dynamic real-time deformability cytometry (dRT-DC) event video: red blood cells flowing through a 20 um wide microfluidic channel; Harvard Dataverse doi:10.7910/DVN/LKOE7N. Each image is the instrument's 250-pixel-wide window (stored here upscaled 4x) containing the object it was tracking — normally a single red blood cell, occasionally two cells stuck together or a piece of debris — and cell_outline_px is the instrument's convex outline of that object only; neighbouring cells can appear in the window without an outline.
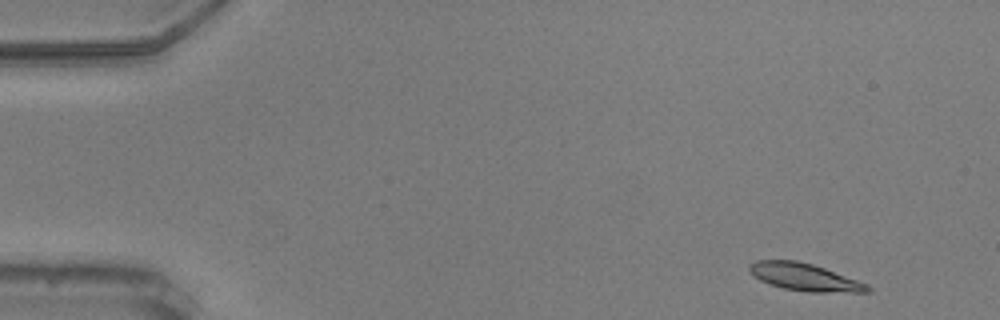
{"species": "common noctule bat (a hibernating species)", "species_latin": "Nyctalus noctula", "temperature_condition": "warm", "stored_images_in_passage": 55, "camera_frame_rate_fps": 3000, "um_per_image_px": 0.085, "animal": {"sex": "male", "body_mass_g": 20.5, "forearm_length_mm": 52.5}, "frame": {"image": 1, "passage_image": 3, "time_ms": 0.667, "image_size_px": [1000, 320], "cell_outline_px": [[872, 292], [808, 292], [784, 288], [760, 280], [748, 268], [756, 260], [796, 260], [812, 264], [824, 268], [868, 284], [872, 288]], "centroid_in_image_um": [68.45, 23.56], "position_along_channel_um": 16.5, "area_um2": 18.55}}
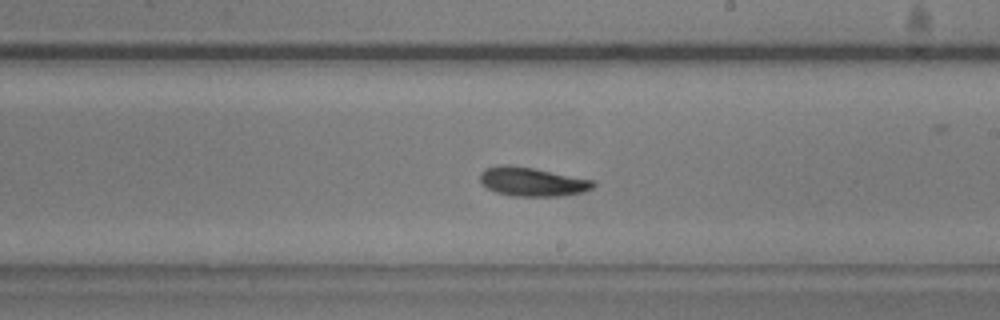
{"frame": {"image": 2, "passage_image": 31, "time_ms": 10.0, "image_size_px": [1000, 320], "cell_outline_px": [[596, 184], [592, 188], [584, 192], [564, 196], [512, 196], [496, 192], [488, 188], [480, 180], [480, 172], [484, 168], [496, 164], [512, 164], [596, 180]], "centroid_in_image_um": [45.25, 15.43], "position_along_channel_um": 243.8, "area_um2": 19.42}}
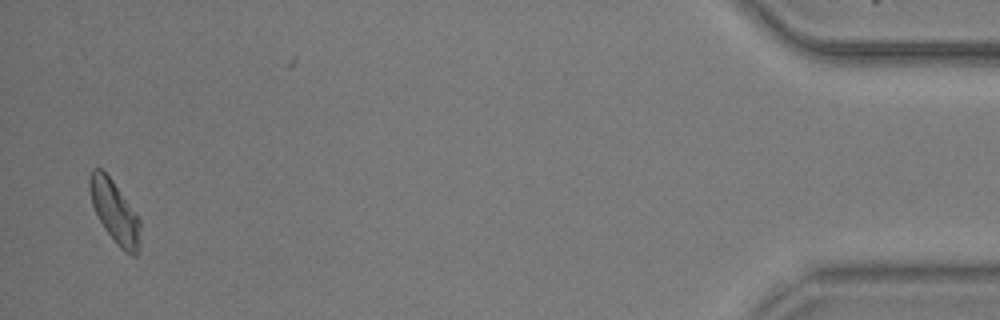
{"frame": {"image": 3, "passage_image": 53, "time_ms": 17.333, "image_size_px": [1000, 320], "cell_outline_px": [[140, 248], [136, 256], [132, 256], [124, 252], [120, 248], [104, 228], [92, 204], [88, 188], [88, 176], [92, 168], [100, 168], [112, 180], [136, 212], [140, 220]], "centroid_in_image_um": [9.75, 18.01], "position_along_channel_um": 425.4, "area_um2": 18.5}, "authors_computed_cell_mechanics": {"area_um2": 18.8428, "velocity_mm_per_s": 3.6147, "shape_relaxation_time_tau1_ms": 3.5535, "shape_relaxation_time_tau2_ms": null, "deformation_change_tau1": 0.1289, "deformation_change_tau2": null}}